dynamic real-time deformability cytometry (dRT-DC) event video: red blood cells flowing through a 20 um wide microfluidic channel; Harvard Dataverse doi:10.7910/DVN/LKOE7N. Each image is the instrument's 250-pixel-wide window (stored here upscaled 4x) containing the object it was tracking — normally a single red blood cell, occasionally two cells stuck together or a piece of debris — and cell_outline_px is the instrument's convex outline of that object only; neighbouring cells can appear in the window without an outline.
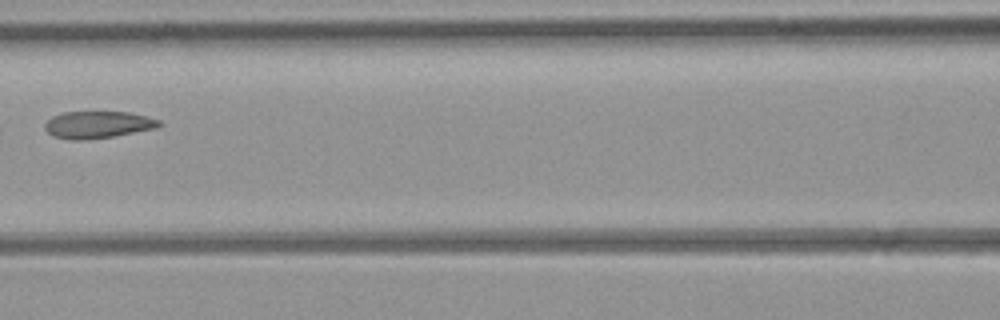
{"species": "common noctule bat (a hibernating species)", "species_latin": "Nyctalus noctula", "temperature_condition": "room temperature", "stored_images_in_passage": 7, "camera_frame_rate_fps": 3000, "um_per_image_px": 0.085, "animal": {"sex": "female", "body_mass_g": 21.9}, "frame": {"image": 1, "passage_image": 7, "time_ms": 6.667, "image_size_px": [1000, 320], "cell_outline_px": [[164, 124], [156, 128], [112, 136], [80, 140], [72, 140], [52, 136], [44, 128], [44, 124], [52, 116], [60, 112], [128, 112], [148, 116], [160, 120]], "centroid_in_image_um": [8.31, 10.59], "position_along_channel_um": 158.3, "area_um2": 18.03}}